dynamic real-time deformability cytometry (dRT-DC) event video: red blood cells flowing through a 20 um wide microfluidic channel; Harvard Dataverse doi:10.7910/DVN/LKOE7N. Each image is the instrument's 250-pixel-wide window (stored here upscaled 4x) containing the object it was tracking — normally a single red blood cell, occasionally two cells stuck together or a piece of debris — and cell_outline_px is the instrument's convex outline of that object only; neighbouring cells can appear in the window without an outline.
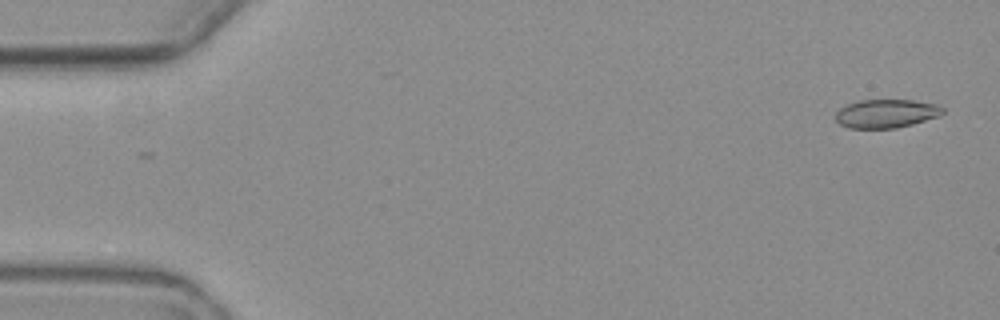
{"species": "common noctule bat (a hibernating species)", "species_latin": "Nyctalus noctula", "temperature_condition": "warm", "stored_images_in_passage": 6, "camera_frame_rate_fps": 3000, "um_per_image_px": 0.085, "animal": {"sex": "female", "body_mass_g": 19.3, "forearm_length_mm": 54.1}, "frame": {"image": 1, "passage_image": 1, "time_ms": 0.0, "image_size_px": [1000, 320], "cell_outline_px": [[944, 112], [940, 116], [912, 124], [896, 128], [848, 128], [840, 124], [836, 120], [836, 112], [840, 108], [848, 104], [860, 100], [912, 100], [936, 104], [944, 108]], "centroid_in_image_um": [75.34, 9.65], "position_along_channel_um": 9.7, "area_um2": 17.8}}
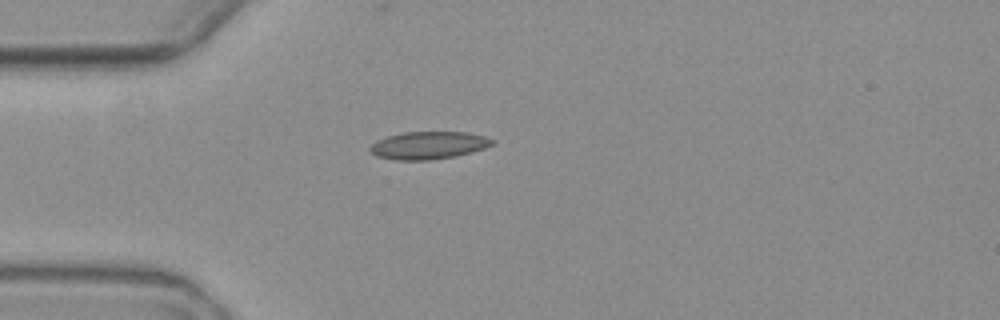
{"frame": {"image": 2, "passage_image": 5, "time_ms": 4.667, "image_size_px": [1000, 320], "cell_outline_px": [[496, 144], [472, 152], [456, 156], [432, 160], [396, 160], [376, 156], [368, 148], [376, 140], [388, 136], [404, 132], [468, 132], [484, 136], [496, 140]], "centroid_in_image_um": [36.46, 12.35], "position_along_channel_um": 48.5, "area_um2": 19.83}}